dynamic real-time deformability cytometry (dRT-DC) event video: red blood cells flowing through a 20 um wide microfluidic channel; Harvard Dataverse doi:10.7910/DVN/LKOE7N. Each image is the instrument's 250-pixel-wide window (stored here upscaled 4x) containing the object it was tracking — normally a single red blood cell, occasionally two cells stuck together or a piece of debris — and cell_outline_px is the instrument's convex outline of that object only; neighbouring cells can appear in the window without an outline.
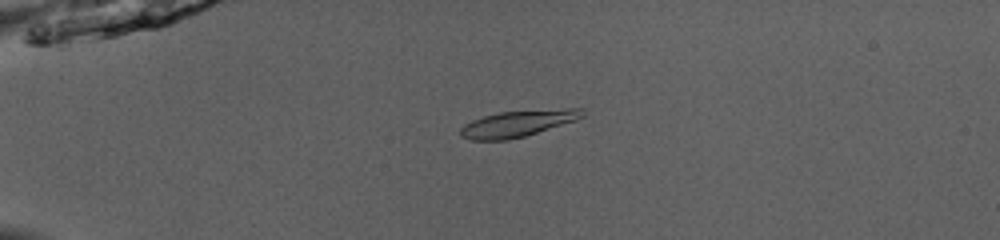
{"species": "common noctule bat (a hibernating species)", "species_latin": "Nyctalus noctula", "temperature_condition": "room temperature", "stored_images_in_passage": 38, "camera_frame_rate_fps": 3000, "um_per_image_px": 0.085, "animal": {"sex": "male", "body_mass_g": 13.0, "forearm_length_mm": 53.1}, "frame": {"image": 1, "passage_image": 1, "time_ms": 0.0, "image_size_px": [1000, 240], "cell_outline_px": [[584, 116], [576, 120], [524, 136], [508, 140], [472, 140], [460, 136], [460, 128], [464, 124], [472, 120], [484, 116], [500, 112], [568, 108], [584, 108]], "centroid_in_image_um": [44.0, 10.5], "position_along_channel_um": 41.0, "area_um2": 18.61}}
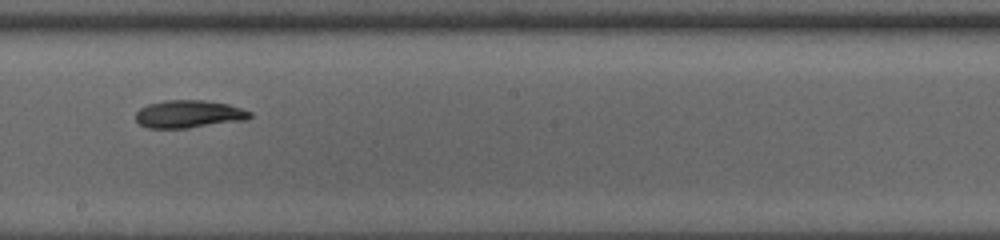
{"frame": {"image": 2, "passage_image": 18, "time_ms": 5.667, "image_size_px": [1000, 240], "cell_outline_px": [[252, 116], [248, 120], [188, 128], [148, 128], [140, 124], [136, 120], [136, 112], [140, 108], [148, 104], [164, 100], [204, 100], [228, 104], [252, 112]], "centroid_in_image_um": [16.07, 9.7], "position_along_channel_um": 232.1, "area_um2": 18.55}}
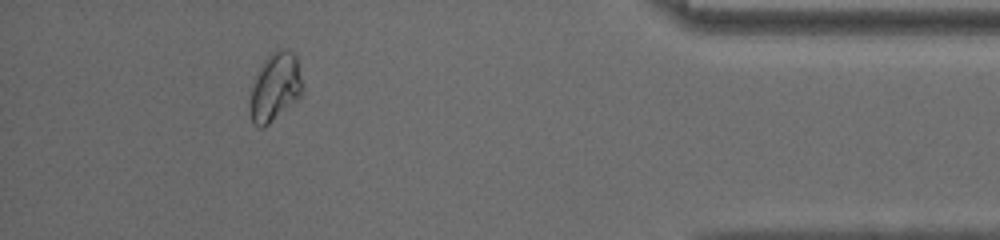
{"frame": {"image": 3, "passage_image": 34, "time_ms": 11.0, "image_size_px": [1000, 240], "cell_outline_px": [[304, 92], [296, 100], [264, 128], [260, 128], [252, 124], [248, 108], [252, 84], [256, 72], [264, 60], [276, 48], [284, 48], [292, 52], [296, 56], [304, 88]], "centroid_in_image_um": [23.36, 7.41], "position_along_channel_um": 411.8, "area_um2": 21.33}, "authors_computed_cell_mechanics": {"area_um2": 18.9295, "velocity_mm_per_s": 4.0786, "shape_relaxation_time_tau1_ms": 3.1838, "shape_relaxation_time_tau2_ms": 5.6937, "deformation_change_tau1": 0.1067, "deformation_change_tau2": 0.0935}}